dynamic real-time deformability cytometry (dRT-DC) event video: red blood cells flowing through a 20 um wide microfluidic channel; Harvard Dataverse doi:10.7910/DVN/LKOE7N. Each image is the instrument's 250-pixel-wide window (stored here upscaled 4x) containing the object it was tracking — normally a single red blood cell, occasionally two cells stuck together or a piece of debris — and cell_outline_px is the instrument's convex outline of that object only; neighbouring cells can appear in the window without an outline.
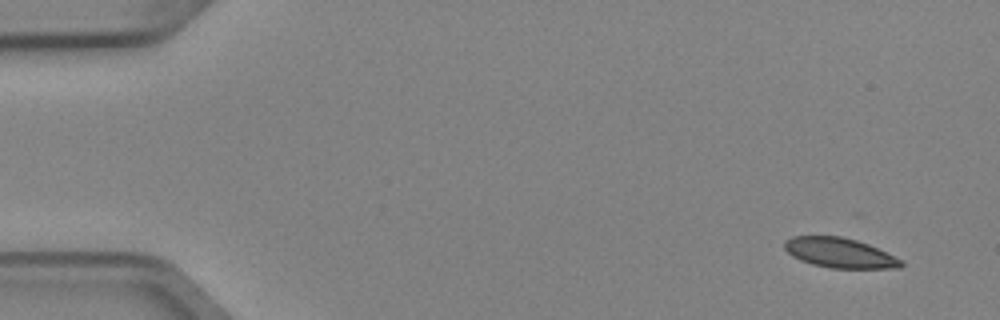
{"species": "Egyptian fruit bat (a non-hibernating species)", "species_latin": "Rousettus aegyptiacus", "temperature_condition": "cold", "stored_images_in_passage": 4, "segment_of_instrument_passage": [2, 2], "camera_frame_rate_fps": 3000, "um_per_image_px": 0.085, "animal": {"sex": "female"}, "frame": {"image": 1, "passage_image": 4, "time_ms": 1.0, "image_size_px": [1000, 320], "cell_outline_px": [[904, 264], [900, 268], [828, 268], [812, 264], [800, 260], [792, 256], [784, 248], [784, 240], [792, 236], [840, 236], [856, 240], [868, 244], [904, 260]], "centroid_in_image_um": [71.37, 21.49], "position_along_channel_um": 13.6, "area_um2": 20.4}}